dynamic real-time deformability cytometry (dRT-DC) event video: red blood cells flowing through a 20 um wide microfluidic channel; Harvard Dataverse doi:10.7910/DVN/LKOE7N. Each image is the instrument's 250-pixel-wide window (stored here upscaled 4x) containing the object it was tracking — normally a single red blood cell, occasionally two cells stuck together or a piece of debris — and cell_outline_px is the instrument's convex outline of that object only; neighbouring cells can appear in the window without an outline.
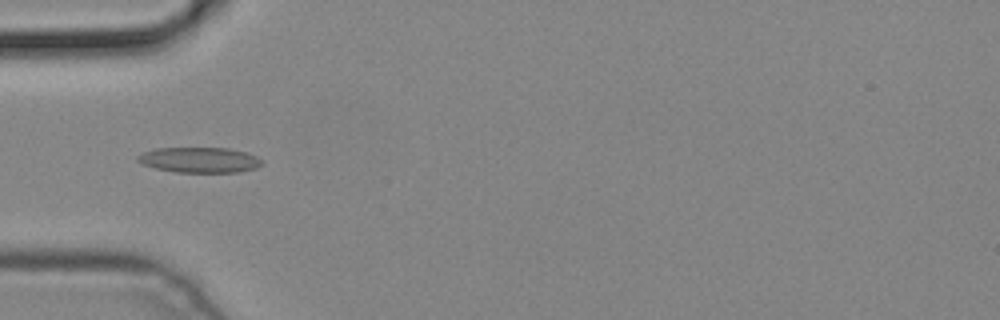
{"species": "common noctule bat (a hibernating species)", "species_latin": "Nyctalus noctula", "temperature_condition": "cold", "stored_images_in_passage": 3, "camera_frame_rate_fps": 3000, "um_per_image_px": 0.085, "animal": {"sex": "male", "body_mass_g": 19.2, "forearm_length_mm": 51.8}, "frame": {"image": 1, "passage_image": 2, "time_ms": 0.333, "image_size_px": [1000, 320], "cell_outline_px": [[264, 164], [256, 168], [240, 172], [176, 172], [156, 168], [140, 164], [136, 160], [136, 156], [144, 152], [156, 148], [228, 148], [244, 152], [256, 156]], "centroid_in_image_um": [16.93, 13.6], "position_along_channel_um": 68.1, "area_um2": 18.38}}
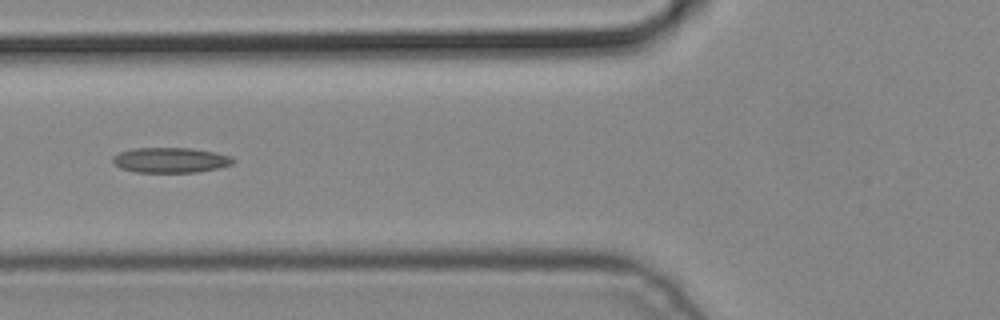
{"frame": {"image": 2, "passage_image": 3, "time_ms": 0.667, "image_size_px": [1000, 320], "cell_outline_px": [[236, 160], [232, 164], [216, 168], [196, 172], [136, 172], [120, 168], [112, 160], [112, 156], [120, 152], [132, 148], [192, 148], [216, 152], [232, 156]], "centroid_in_image_um": [14.5, 13.6], "position_along_channel_um": 111.3, "area_um2": 17.69}}